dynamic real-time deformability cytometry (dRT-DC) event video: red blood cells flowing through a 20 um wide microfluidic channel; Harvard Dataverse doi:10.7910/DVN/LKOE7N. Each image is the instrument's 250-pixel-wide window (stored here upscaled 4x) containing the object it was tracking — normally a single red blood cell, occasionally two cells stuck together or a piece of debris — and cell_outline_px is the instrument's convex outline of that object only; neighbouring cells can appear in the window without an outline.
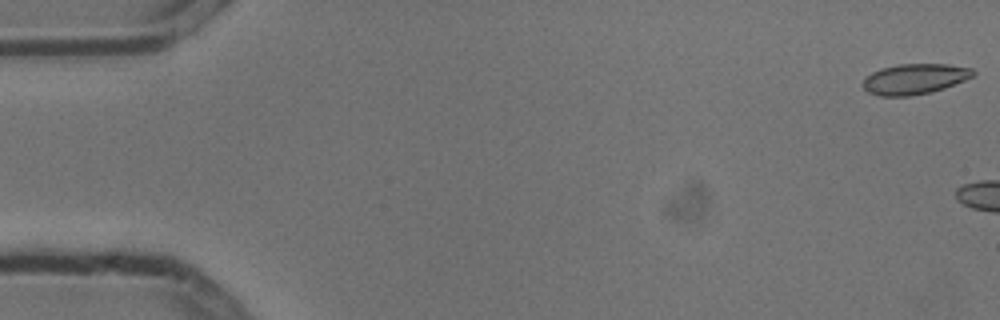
{"species": "common noctule bat (a hibernating species)", "species_latin": "Nyctalus noctula", "temperature_condition": "cold", "stored_images_in_passage": 2, "camera_frame_rate_fps": 3000, "um_per_image_px": 0.085, "animal": {"sex": "male", "body_mass_g": 13.3}, "frame": {"image": 1, "passage_image": 1, "time_ms": 0.0, "image_size_px": [1000, 320], "cell_outline_px": [[976, 76], [944, 88], [928, 92], [908, 96], [880, 96], [868, 92], [864, 88], [864, 76], [880, 68], [900, 64], [948, 64], [972, 68], [976, 72]], "centroid_in_image_um": [77.76, 6.7], "position_along_channel_um": 7.2, "area_um2": 19.59}}